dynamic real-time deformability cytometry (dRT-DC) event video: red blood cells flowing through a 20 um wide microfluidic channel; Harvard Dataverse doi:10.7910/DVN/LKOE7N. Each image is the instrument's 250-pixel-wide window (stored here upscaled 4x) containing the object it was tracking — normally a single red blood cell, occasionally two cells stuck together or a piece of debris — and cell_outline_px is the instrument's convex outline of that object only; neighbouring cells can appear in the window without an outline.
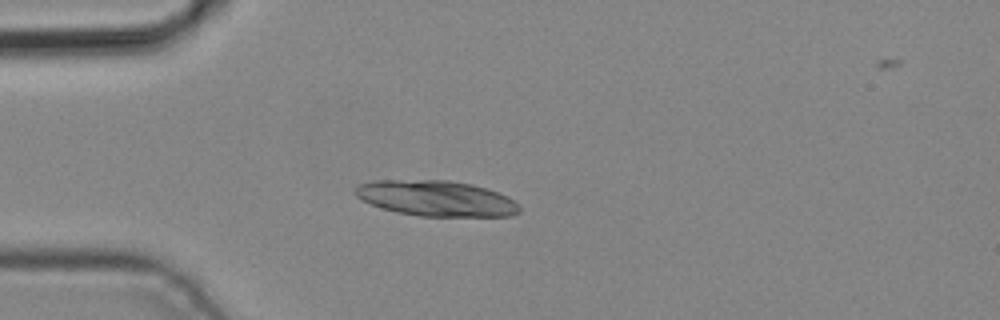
{"species": "common noctule bat (a hibernating species)", "species_latin": "Nyctalus noctula", "temperature_condition": "cold", "stored_images_in_passage": 5, "camera_frame_rate_fps": 3000, "um_per_image_px": 0.085, "animal": {"sex": "male", "body_mass_g": 19.2, "forearm_length_mm": 51.8}, "frame": {"image": 1, "passage_image": 4, "time_ms": 1.0, "image_size_px": [1000, 320], "cell_outline_px": [[520, 212], [512, 216], [420, 216], [396, 212], [372, 204], [356, 196], [352, 188], [360, 184], [376, 180], [448, 180], [472, 184], [508, 196], [520, 208]], "centroid_in_image_um": [37.07, 16.86], "position_along_channel_um": 47.9, "area_um2": 33.87}}